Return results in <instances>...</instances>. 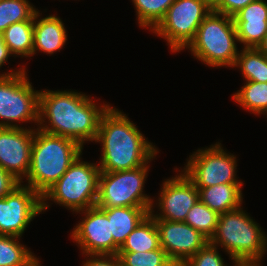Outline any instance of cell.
Returning a JSON list of instances; mask_svg holds the SVG:
<instances>
[{
  "label": "cell",
  "mask_w": 267,
  "mask_h": 266,
  "mask_svg": "<svg viewBox=\"0 0 267 266\" xmlns=\"http://www.w3.org/2000/svg\"><path fill=\"white\" fill-rule=\"evenodd\" d=\"M237 42L233 17L212 10L185 49L207 66L233 68L239 54Z\"/></svg>",
  "instance_id": "5b68a950"
},
{
  "label": "cell",
  "mask_w": 267,
  "mask_h": 266,
  "mask_svg": "<svg viewBox=\"0 0 267 266\" xmlns=\"http://www.w3.org/2000/svg\"><path fill=\"white\" fill-rule=\"evenodd\" d=\"M265 56H267V32L263 42L257 47Z\"/></svg>",
  "instance_id": "836d02e7"
},
{
  "label": "cell",
  "mask_w": 267,
  "mask_h": 266,
  "mask_svg": "<svg viewBox=\"0 0 267 266\" xmlns=\"http://www.w3.org/2000/svg\"><path fill=\"white\" fill-rule=\"evenodd\" d=\"M218 247L208 242L182 266H228L218 251ZM233 266H239L234 263Z\"/></svg>",
  "instance_id": "f1b7e54d"
},
{
  "label": "cell",
  "mask_w": 267,
  "mask_h": 266,
  "mask_svg": "<svg viewBox=\"0 0 267 266\" xmlns=\"http://www.w3.org/2000/svg\"><path fill=\"white\" fill-rule=\"evenodd\" d=\"M75 140L34 129L31 164L26 185L41 196L67 171L82 153Z\"/></svg>",
  "instance_id": "3957f363"
},
{
  "label": "cell",
  "mask_w": 267,
  "mask_h": 266,
  "mask_svg": "<svg viewBox=\"0 0 267 266\" xmlns=\"http://www.w3.org/2000/svg\"><path fill=\"white\" fill-rule=\"evenodd\" d=\"M159 232L149 214L126 238L118 252H146L159 249Z\"/></svg>",
  "instance_id": "ffe728a7"
},
{
  "label": "cell",
  "mask_w": 267,
  "mask_h": 266,
  "mask_svg": "<svg viewBox=\"0 0 267 266\" xmlns=\"http://www.w3.org/2000/svg\"><path fill=\"white\" fill-rule=\"evenodd\" d=\"M37 11L28 0H0V33L13 23L34 20Z\"/></svg>",
  "instance_id": "484cf974"
},
{
  "label": "cell",
  "mask_w": 267,
  "mask_h": 266,
  "mask_svg": "<svg viewBox=\"0 0 267 266\" xmlns=\"http://www.w3.org/2000/svg\"><path fill=\"white\" fill-rule=\"evenodd\" d=\"M238 42L244 48H257L267 32V2L255 0L233 16Z\"/></svg>",
  "instance_id": "2e32d148"
},
{
  "label": "cell",
  "mask_w": 267,
  "mask_h": 266,
  "mask_svg": "<svg viewBox=\"0 0 267 266\" xmlns=\"http://www.w3.org/2000/svg\"><path fill=\"white\" fill-rule=\"evenodd\" d=\"M19 240L20 237L0 235V266H41L36 255Z\"/></svg>",
  "instance_id": "7402d4cb"
},
{
  "label": "cell",
  "mask_w": 267,
  "mask_h": 266,
  "mask_svg": "<svg viewBox=\"0 0 267 266\" xmlns=\"http://www.w3.org/2000/svg\"><path fill=\"white\" fill-rule=\"evenodd\" d=\"M236 160V156L227 153L218 142L208 148L198 149L190 155L182 171L196 188L219 184H243L236 177Z\"/></svg>",
  "instance_id": "30bf717a"
},
{
  "label": "cell",
  "mask_w": 267,
  "mask_h": 266,
  "mask_svg": "<svg viewBox=\"0 0 267 266\" xmlns=\"http://www.w3.org/2000/svg\"><path fill=\"white\" fill-rule=\"evenodd\" d=\"M175 0H132L139 27L151 31L159 24Z\"/></svg>",
  "instance_id": "d4e9b609"
},
{
  "label": "cell",
  "mask_w": 267,
  "mask_h": 266,
  "mask_svg": "<svg viewBox=\"0 0 267 266\" xmlns=\"http://www.w3.org/2000/svg\"><path fill=\"white\" fill-rule=\"evenodd\" d=\"M175 177L165 179L161 191L157 207L160 211L154 214L153 208L150 210V215L155 220H167L172 222H184L189 210L199 200V190L194 183L184 174L178 170Z\"/></svg>",
  "instance_id": "7c38bea8"
},
{
  "label": "cell",
  "mask_w": 267,
  "mask_h": 266,
  "mask_svg": "<svg viewBox=\"0 0 267 266\" xmlns=\"http://www.w3.org/2000/svg\"><path fill=\"white\" fill-rule=\"evenodd\" d=\"M253 1L255 0H221L213 11L233 17L237 12Z\"/></svg>",
  "instance_id": "f546056e"
},
{
  "label": "cell",
  "mask_w": 267,
  "mask_h": 266,
  "mask_svg": "<svg viewBox=\"0 0 267 266\" xmlns=\"http://www.w3.org/2000/svg\"><path fill=\"white\" fill-rule=\"evenodd\" d=\"M232 98L245 110L255 115H264L267 110V82L246 81Z\"/></svg>",
  "instance_id": "cb8c5ba5"
},
{
  "label": "cell",
  "mask_w": 267,
  "mask_h": 266,
  "mask_svg": "<svg viewBox=\"0 0 267 266\" xmlns=\"http://www.w3.org/2000/svg\"><path fill=\"white\" fill-rule=\"evenodd\" d=\"M154 207H114L100 208L110 222L114 239V255L125 242L128 235L150 214Z\"/></svg>",
  "instance_id": "ac0fdd59"
},
{
  "label": "cell",
  "mask_w": 267,
  "mask_h": 266,
  "mask_svg": "<svg viewBox=\"0 0 267 266\" xmlns=\"http://www.w3.org/2000/svg\"><path fill=\"white\" fill-rule=\"evenodd\" d=\"M40 16L39 11L34 16L32 56L37 53L36 51L52 55L65 45L68 36L66 28L61 18L55 15L51 14L39 19Z\"/></svg>",
  "instance_id": "e0dca14e"
},
{
  "label": "cell",
  "mask_w": 267,
  "mask_h": 266,
  "mask_svg": "<svg viewBox=\"0 0 267 266\" xmlns=\"http://www.w3.org/2000/svg\"><path fill=\"white\" fill-rule=\"evenodd\" d=\"M219 214L198 200L189 210L185 223L210 240L217 229Z\"/></svg>",
  "instance_id": "4316f807"
},
{
  "label": "cell",
  "mask_w": 267,
  "mask_h": 266,
  "mask_svg": "<svg viewBox=\"0 0 267 266\" xmlns=\"http://www.w3.org/2000/svg\"><path fill=\"white\" fill-rule=\"evenodd\" d=\"M82 154L60 179L42 195V211L49 208L47 200L64 206L73 213L96 206L100 168L96 163L82 161Z\"/></svg>",
  "instance_id": "8992f818"
},
{
  "label": "cell",
  "mask_w": 267,
  "mask_h": 266,
  "mask_svg": "<svg viewBox=\"0 0 267 266\" xmlns=\"http://www.w3.org/2000/svg\"><path fill=\"white\" fill-rule=\"evenodd\" d=\"M21 184L13 175L0 167V199L11 193Z\"/></svg>",
  "instance_id": "1f68e13d"
},
{
  "label": "cell",
  "mask_w": 267,
  "mask_h": 266,
  "mask_svg": "<svg viewBox=\"0 0 267 266\" xmlns=\"http://www.w3.org/2000/svg\"><path fill=\"white\" fill-rule=\"evenodd\" d=\"M83 266H120L118 255H86ZM90 257V258H89Z\"/></svg>",
  "instance_id": "4dcf8cb0"
},
{
  "label": "cell",
  "mask_w": 267,
  "mask_h": 266,
  "mask_svg": "<svg viewBox=\"0 0 267 266\" xmlns=\"http://www.w3.org/2000/svg\"><path fill=\"white\" fill-rule=\"evenodd\" d=\"M149 165L115 172L100 171L96 206L114 207H153L155 201L144 193V183Z\"/></svg>",
  "instance_id": "ba28073f"
},
{
  "label": "cell",
  "mask_w": 267,
  "mask_h": 266,
  "mask_svg": "<svg viewBox=\"0 0 267 266\" xmlns=\"http://www.w3.org/2000/svg\"><path fill=\"white\" fill-rule=\"evenodd\" d=\"M117 255L120 266H176L161 247L146 252H118Z\"/></svg>",
  "instance_id": "83f0119b"
},
{
  "label": "cell",
  "mask_w": 267,
  "mask_h": 266,
  "mask_svg": "<svg viewBox=\"0 0 267 266\" xmlns=\"http://www.w3.org/2000/svg\"><path fill=\"white\" fill-rule=\"evenodd\" d=\"M207 4L214 9L220 2L221 0H205Z\"/></svg>",
  "instance_id": "e575fe53"
},
{
  "label": "cell",
  "mask_w": 267,
  "mask_h": 266,
  "mask_svg": "<svg viewBox=\"0 0 267 266\" xmlns=\"http://www.w3.org/2000/svg\"><path fill=\"white\" fill-rule=\"evenodd\" d=\"M243 184H219L199 190V200L219 215L241 207Z\"/></svg>",
  "instance_id": "d6986e66"
},
{
  "label": "cell",
  "mask_w": 267,
  "mask_h": 266,
  "mask_svg": "<svg viewBox=\"0 0 267 266\" xmlns=\"http://www.w3.org/2000/svg\"><path fill=\"white\" fill-rule=\"evenodd\" d=\"M8 47L6 46L3 35L0 33V68L6 64L8 58L11 57Z\"/></svg>",
  "instance_id": "d6a6232c"
},
{
  "label": "cell",
  "mask_w": 267,
  "mask_h": 266,
  "mask_svg": "<svg viewBox=\"0 0 267 266\" xmlns=\"http://www.w3.org/2000/svg\"><path fill=\"white\" fill-rule=\"evenodd\" d=\"M161 248L176 265L182 266L209 240L185 222L155 220Z\"/></svg>",
  "instance_id": "5bb4252c"
},
{
  "label": "cell",
  "mask_w": 267,
  "mask_h": 266,
  "mask_svg": "<svg viewBox=\"0 0 267 266\" xmlns=\"http://www.w3.org/2000/svg\"><path fill=\"white\" fill-rule=\"evenodd\" d=\"M42 213V196L20 184L0 199V235L20 237L29 223Z\"/></svg>",
  "instance_id": "8fae6325"
},
{
  "label": "cell",
  "mask_w": 267,
  "mask_h": 266,
  "mask_svg": "<svg viewBox=\"0 0 267 266\" xmlns=\"http://www.w3.org/2000/svg\"><path fill=\"white\" fill-rule=\"evenodd\" d=\"M124 112L110 106L100 119L96 143H101L102 172L131 170L150 163L158 149Z\"/></svg>",
  "instance_id": "7a4b0ae2"
},
{
  "label": "cell",
  "mask_w": 267,
  "mask_h": 266,
  "mask_svg": "<svg viewBox=\"0 0 267 266\" xmlns=\"http://www.w3.org/2000/svg\"><path fill=\"white\" fill-rule=\"evenodd\" d=\"M17 69L0 74V127L24 128L17 123L28 121L38 127L40 90L32 87L26 68Z\"/></svg>",
  "instance_id": "52a82bcc"
},
{
  "label": "cell",
  "mask_w": 267,
  "mask_h": 266,
  "mask_svg": "<svg viewBox=\"0 0 267 266\" xmlns=\"http://www.w3.org/2000/svg\"><path fill=\"white\" fill-rule=\"evenodd\" d=\"M34 128L0 127V167L24 183L31 164Z\"/></svg>",
  "instance_id": "9a60e30c"
},
{
  "label": "cell",
  "mask_w": 267,
  "mask_h": 266,
  "mask_svg": "<svg viewBox=\"0 0 267 266\" xmlns=\"http://www.w3.org/2000/svg\"><path fill=\"white\" fill-rule=\"evenodd\" d=\"M84 214L71 238L84 255H114V239L108 216L97 206L76 212Z\"/></svg>",
  "instance_id": "4fadbf2b"
},
{
  "label": "cell",
  "mask_w": 267,
  "mask_h": 266,
  "mask_svg": "<svg viewBox=\"0 0 267 266\" xmlns=\"http://www.w3.org/2000/svg\"><path fill=\"white\" fill-rule=\"evenodd\" d=\"M212 10L205 0H175L151 32L165 39L171 52H179L194 39Z\"/></svg>",
  "instance_id": "9c48e42d"
},
{
  "label": "cell",
  "mask_w": 267,
  "mask_h": 266,
  "mask_svg": "<svg viewBox=\"0 0 267 266\" xmlns=\"http://www.w3.org/2000/svg\"><path fill=\"white\" fill-rule=\"evenodd\" d=\"M34 20L13 23L3 32V39L11 55L32 57Z\"/></svg>",
  "instance_id": "44dd1931"
},
{
  "label": "cell",
  "mask_w": 267,
  "mask_h": 266,
  "mask_svg": "<svg viewBox=\"0 0 267 266\" xmlns=\"http://www.w3.org/2000/svg\"><path fill=\"white\" fill-rule=\"evenodd\" d=\"M241 207L219 216L217 229L209 242L223 248L239 266H262L267 251V235Z\"/></svg>",
  "instance_id": "277c9868"
},
{
  "label": "cell",
  "mask_w": 267,
  "mask_h": 266,
  "mask_svg": "<svg viewBox=\"0 0 267 266\" xmlns=\"http://www.w3.org/2000/svg\"><path fill=\"white\" fill-rule=\"evenodd\" d=\"M109 107L96 105L85 93L41 90L38 129L73 139L84 147L86 141H96L100 119Z\"/></svg>",
  "instance_id": "6da1fadb"
},
{
  "label": "cell",
  "mask_w": 267,
  "mask_h": 266,
  "mask_svg": "<svg viewBox=\"0 0 267 266\" xmlns=\"http://www.w3.org/2000/svg\"><path fill=\"white\" fill-rule=\"evenodd\" d=\"M241 69L246 81L267 82V56L258 48H244L239 51L233 66Z\"/></svg>",
  "instance_id": "603a6c76"
}]
</instances>
